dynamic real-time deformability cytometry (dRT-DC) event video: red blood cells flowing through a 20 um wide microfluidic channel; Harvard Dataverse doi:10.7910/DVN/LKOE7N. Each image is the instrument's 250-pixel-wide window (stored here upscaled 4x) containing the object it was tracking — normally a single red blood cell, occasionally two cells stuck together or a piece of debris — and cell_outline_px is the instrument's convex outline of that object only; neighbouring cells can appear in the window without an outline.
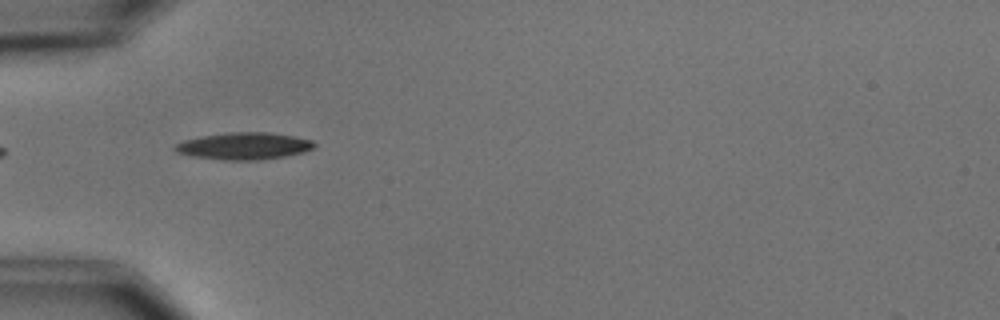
{"species": "common noctule bat (a hibernating species)", "species_latin": "Nyctalus noctula", "temperature_condition": "cold", "stored_images_in_passage": 14, "camera_frame_rate_fps": 3000, "um_per_image_px": 0.085, "animal": {"sex": "male", "body_mass_g": 15.6}, "frame": {"image": 1, "passage_image": 1, "time_ms": 0.0, "image_size_px": [1000, 320], "cell_outline_px": [[316, 144], [312, 148], [304, 152], [284, 156], [260, 160], [224, 160], [192, 156], [176, 152], [172, 148], [176, 144], [184, 140], [200, 136], [228, 132], [268, 132], [292, 136], [312, 140]], "centroid_in_image_um": [20.71, 12.41], "position_along_channel_um": 64.3, "area_um2": 21.91}, "authors_computed_cell_mechanics": {"area_um2": 19.363, "velocity_mm_per_s": 3.7609, "shape_relaxation_time_tau1_ms": 0.9092, "shape_relaxation_time_tau2_ms": null, "deformation_change_tau1": 0.0514, "deformation_change_tau2": null}}